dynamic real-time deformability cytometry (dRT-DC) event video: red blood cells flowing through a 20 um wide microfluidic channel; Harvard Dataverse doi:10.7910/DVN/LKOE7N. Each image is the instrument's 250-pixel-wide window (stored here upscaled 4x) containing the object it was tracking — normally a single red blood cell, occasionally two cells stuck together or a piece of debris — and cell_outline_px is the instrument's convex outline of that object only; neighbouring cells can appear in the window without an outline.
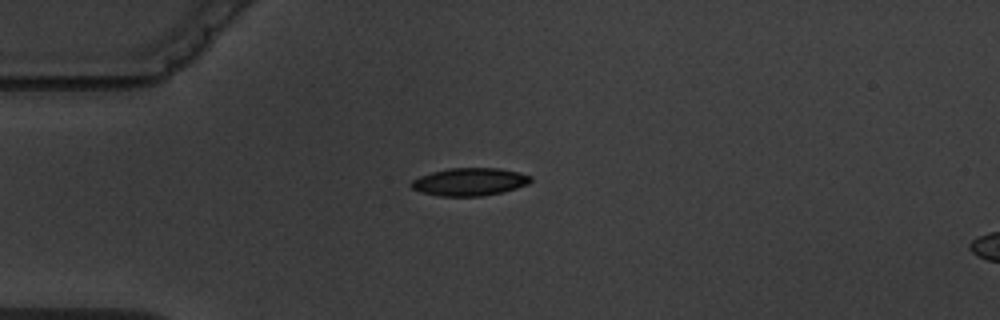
{"species": "common noctule bat (a hibernating species)", "species_latin": "Nyctalus noctula", "temperature_condition": "warm", "stored_images_in_passage": 2, "camera_frame_rate_fps": 3000, "um_per_image_px": 0.085, "animal": {"sex": "male", "body_mass_g": 19.5, "forearm_length_mm": 54.6}, "frame": {"image": 1, "passage_image": 1, "time_ms": 0.0, "image_size_px": [1000, 320], "cell_outline_px": [[532, 180], [528, 184], [504, 192], [480, 196], [440, 196], [424, 192], [412, 188], [408, 184], [412, 180], [420, 176], [432, 172], [448, 168], [500, 168], [532, 176]], "centroid_in_image_um": [39.92, 15.45], "position_along_channel_um": 45.1, "area_um2": 19.25}}